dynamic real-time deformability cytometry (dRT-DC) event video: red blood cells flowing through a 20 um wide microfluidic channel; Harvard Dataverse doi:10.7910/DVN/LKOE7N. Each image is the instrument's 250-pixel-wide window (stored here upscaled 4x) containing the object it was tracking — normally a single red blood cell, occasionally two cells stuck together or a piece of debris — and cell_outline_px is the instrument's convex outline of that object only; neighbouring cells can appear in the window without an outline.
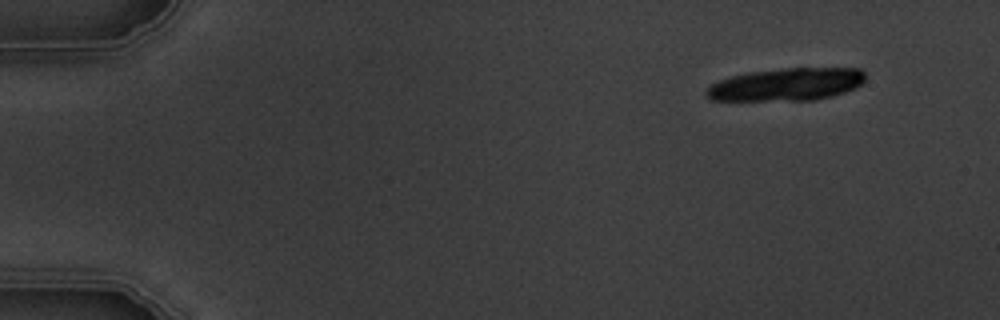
{"species": "common noctule bat (a hibernating species)", "species_latin": "Nyctalus noctula", "temperature_condition": "warm", "stored_images_in_passage": 7, "segment_of_instrument_passage": [1, 2], "camera_frame_rate_fps": 3000, "um_per_image_px": 0.085, "animal": {"sex": "male", "body_mass_g": 19.5, "forearm_length_mm": 54.6}, "frame": {"image": 1, "passage_image": 1, "time_ms": 0.0, "image_size_px": [1000, 320], "cell_outline_px": [[864, 80], [856, 88], [832, 96], [816, 100], [712, 100], [704, 92], [712, 84], [720, 80], [732, 76], [748, 72], [784, 68], [860, 68], [864, 72]], "centroid_in_image_um": [66.88, 7.17], "position_along_channel_um": 18.1, "area_um2": 30.11}}